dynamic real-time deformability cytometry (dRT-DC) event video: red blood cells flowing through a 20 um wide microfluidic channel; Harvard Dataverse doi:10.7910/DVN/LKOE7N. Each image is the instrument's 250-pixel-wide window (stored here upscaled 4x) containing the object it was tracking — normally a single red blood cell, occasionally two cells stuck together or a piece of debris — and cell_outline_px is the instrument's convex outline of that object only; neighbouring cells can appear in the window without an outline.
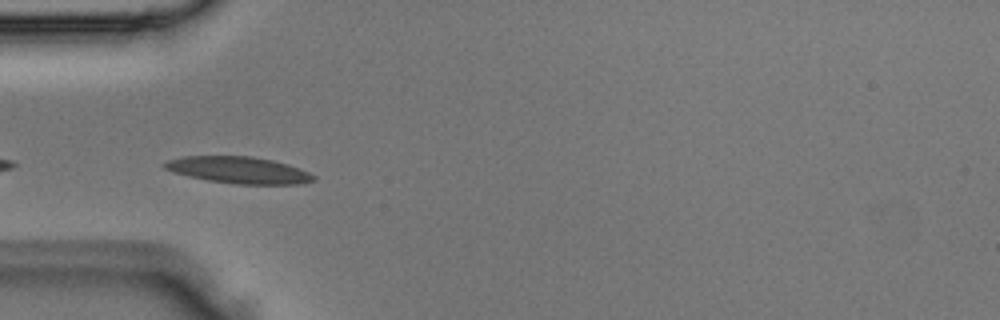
{"species": "Egyptian fruit bat (a non-hibernating species)", "species_latin": "Rousettus aegyptiacus", "temperature_condition": "room temperature", "stored_images_in_passage": 5, "camera_frame_rate_fps": 3000, "um_per_image_px": 0.085, "animal": {"sex": "male"}, "frame": {"image": 1, "passage_image": 4, "time_ms": 1.0, "image_size_px": [1000, 320], "cell_outline_px": [[316, 180], [300, 184], [236, 184], [208, 180], [188, 176], [164, 168], [160, 164], [168, 160], [184, 156], [248, 156], [272, 160], [288, 164], [300, 168], [316, 176]], "centroid_in_image_um": [20.31, 14.45], "position_along_channel_um": 64.7, "area_um2": 23.12}}
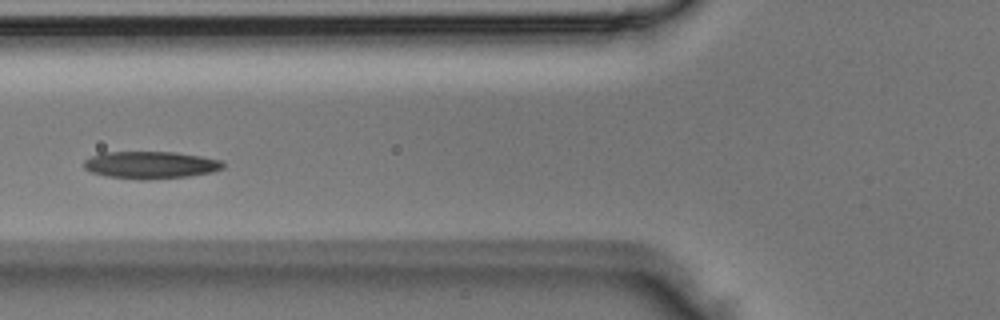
{"frame": {"image": 2, "passage_image": 5, "time_ms": 1.333, "image_size_px": [1000, 320], "cell_outline_px": [[224, 168], [212, 172], [188, 176], [148, 180], [140, 180], [108, 176], [92, 172], [84, 168], [84, 160], [100, 152], [176, 152], [224, 160]], "centroid_in_image_um": [12.83, 14.02], "position_along_channel_um": 113.0, "area_um2": 22.25}}